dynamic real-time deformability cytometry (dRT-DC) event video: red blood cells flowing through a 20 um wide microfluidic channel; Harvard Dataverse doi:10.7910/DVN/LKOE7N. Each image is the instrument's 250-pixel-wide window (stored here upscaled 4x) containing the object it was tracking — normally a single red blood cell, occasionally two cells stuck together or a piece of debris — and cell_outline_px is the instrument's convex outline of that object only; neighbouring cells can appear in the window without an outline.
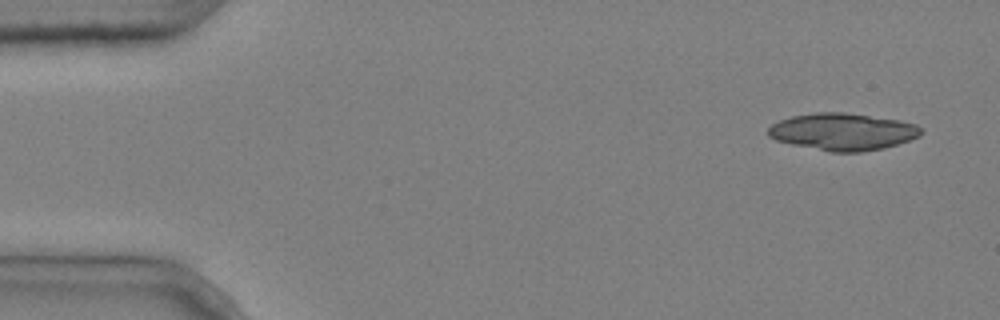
{"species": "common noctule bat (a hibernating species)", "species_latin": "Nyctalus noctula", "temperature_condition": "cold", "stored_images_in_passage": 4, "camera_frame_rate_fps": 3000, "um_per_image_px": 0.085, "animal": {"sex": "male", "body_mass_g": 20.4}, "frame": {"image": 1, "passage_image": 1, "time_ms": 0.0, "image_size_px": [1000, 320], "cell_outline_px": [[924, 132], [920, 136], [884, 148], [860, 152], [832, 152], [792, 144], [776, 140], [768, 136], [768, 128], [772, 124], [780, 120], [792, 116], [816, 112], [844, 112], [900, 120], [916, 124]], "centroid_in_image_um": [71.64, 11.19], "position_along_channel_um": 13.4, "area_um2": 32.95}}